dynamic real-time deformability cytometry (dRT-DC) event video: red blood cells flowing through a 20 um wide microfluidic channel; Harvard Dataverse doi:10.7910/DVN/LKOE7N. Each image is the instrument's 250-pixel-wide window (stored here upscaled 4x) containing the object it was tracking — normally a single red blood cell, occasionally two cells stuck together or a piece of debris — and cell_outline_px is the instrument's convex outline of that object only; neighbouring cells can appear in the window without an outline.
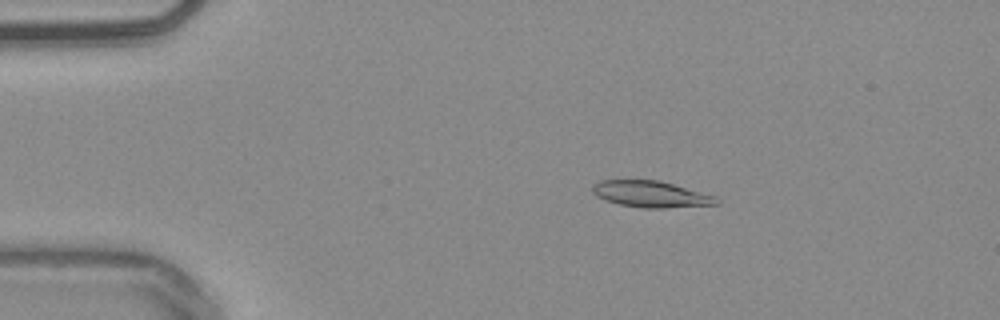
{"species": "common noctule bat (a hibernating species)", "species_latin": "Nyctalus noctula", "temperature_condition": "warm", "stored_images_in_passage": 52, "camera_frame_rate_fps": 3000, "um_per_image_px": 0.085, "animal": {"sex": "male", "body_mass_g": 20.4}, "frame": {"image": 1, "passage_image": 9, "time_ms": 2.667, "image_size_px": [1000, 320], "cell_outline_px": [[720, 204], [664, 208], [640, 208], [620, 204], [604, 200], [596, 196], [592, 192], [592, 184], [600, 180], [660, 180], [716, 196], [720, 200]], "centroid_in_image_um": [55.33, 16.5], "position_along_channel_um": 29.7, "area_um2": 19.25}}
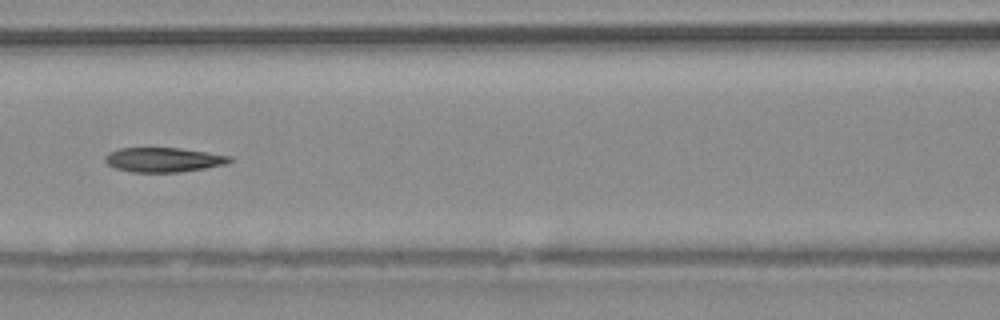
{"frame": {"image": 2, "passage_image": 23, "time_ms": 7.333, "image_size_px": [1000, 320], "cell_outline_px": [[232, 160], [228, 164], [180, 172], [132, 172], [116, 168], [108, 164], [104, 160], [104, 156], [108, 152], [120, 148], [180, 148], [232, 156]], "centroid_in_image_um": [13.9, 13.58], "position_along_channel_um": 152.7, "area_um2": 17.8}}
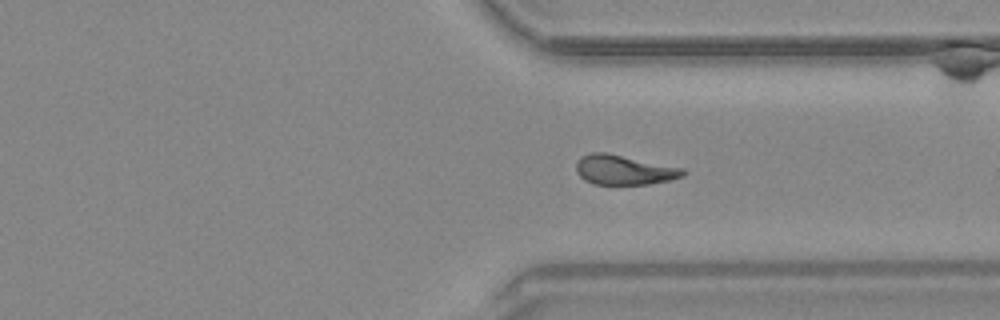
{"frame": {"image": 3, "passage_image": 39, "time_ms": 12.667, "image_size_px": [1000, 320], "cell_outline_px": [[688, 172], [684, 176], [668, 180], [648, 184], [592, 184], [584, 180], [576, 172], [576, 160], [580, 156], [592, 152], [604, 152], [684, 168]], "centroid_in_image_um": [53.02, 14.44], "position_along_channel_um": 358.4, "area_um2": 18.55}, "authors_computed_cell_mechanics": {"area_um2": 18.7561, "velocity_mm_per_s": 3.8521, "shape_relaxation_time_tau1_ms": 8.6835, "shape_relaxation_time_tau2_ms": 5.539, "deformation_change_tau1": 0.2198, "deformation_change_tau2": 0.1435}}